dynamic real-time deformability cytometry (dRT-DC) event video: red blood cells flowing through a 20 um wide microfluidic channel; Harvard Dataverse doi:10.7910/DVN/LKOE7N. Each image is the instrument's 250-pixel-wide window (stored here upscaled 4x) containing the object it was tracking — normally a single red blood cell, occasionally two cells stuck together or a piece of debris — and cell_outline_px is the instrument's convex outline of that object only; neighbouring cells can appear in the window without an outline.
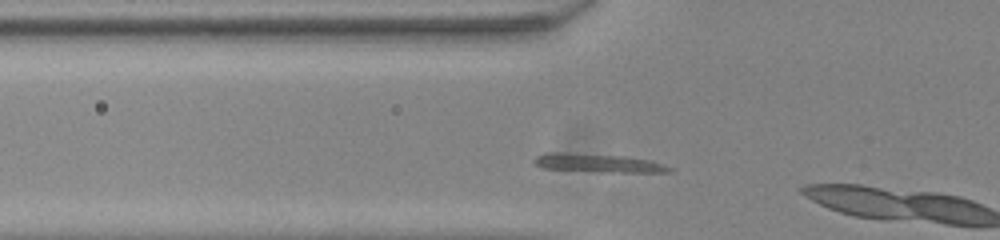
{"species": "common noctule bat (a hibernating species)", "species_latin": "Nyctalus noctula", "temperature_condition": "room temperature", "stored_images_in_passage": 11, "camera_frame_rate_fps": 3000, "um_per_image_px": 0.085, "animal": {"sex": "male", "body_mass_g": 20.0, "forearm_length_mm": 53.3}, "frame": {"image": 1, "passage_image": 10, "time_ms": 3.0, "image_size_px": [1000, 240], "cell_outline_px": [[672, 172], [620, 172], [540, 168], [532, 160], [536, 156], [548, 152], [560, 152], [620, 156], [648, 160], [664, 164], [672, 168]], "centroid_in_image_um": [50.8, 13.85], "position_along_channel_um": 75.0, "area_um2": 14.22}}